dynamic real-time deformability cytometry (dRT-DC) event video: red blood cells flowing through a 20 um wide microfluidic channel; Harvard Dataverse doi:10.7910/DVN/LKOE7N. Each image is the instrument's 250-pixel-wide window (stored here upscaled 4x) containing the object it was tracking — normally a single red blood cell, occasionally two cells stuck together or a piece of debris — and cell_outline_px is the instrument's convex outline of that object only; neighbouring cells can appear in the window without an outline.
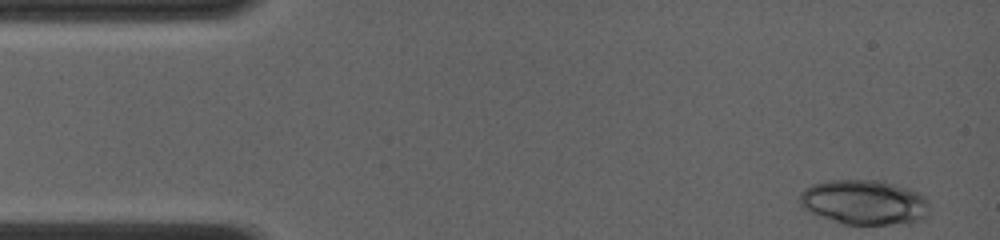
{"species": "common noctule bat (a hibernating species)", "species_latin": "Nyctalus noctula", "temperature_condition": "room temperature", "stored_images_in_passage": 14, "camera_frame_rate_fps": 4000, "um_per_image_px": 0.085, "animal": {"sex": "female", "body_mass_g": 19.0, "forearm_length_mm": 56.7}, "frame": {"image": 1, "passage_image": 1, "time_ms": 0.0, "image_size_px": [1000, 240], "cell_outline_px": [[928, 212], [924, 220], [908, 224], [844, 224], [812, 212], [804, 208], [800, 204], [800, 192], [804, 188], [812, 184], [828, 180], [884, 180], [908, 188], [924, 196], [928, 200]], "centroid_in_image_um": [73.5, 17.18], "position_along_channel_um": 11.5, "area_um2": 34.04}}
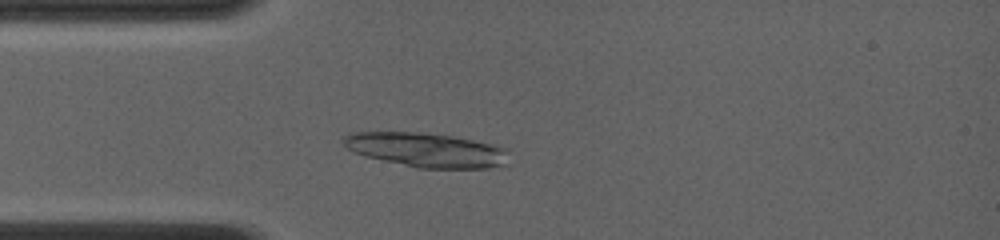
{"frame": {"image": 2, "passage_image": 14, "time_ms": 3.25, "image_size_px": [1000, 240], "cell_outline_px": [[508, 164], [488, 168], [420, 168], [364, 156], [348, 148], [340, 140], [348, 132], [420, 132], [452, 136], [472, 140], [508, 148]], "centroid_in_image_um": [36.25, 12.74], "position_along_channel_um": 48.8, "area_um2": 33.06}}